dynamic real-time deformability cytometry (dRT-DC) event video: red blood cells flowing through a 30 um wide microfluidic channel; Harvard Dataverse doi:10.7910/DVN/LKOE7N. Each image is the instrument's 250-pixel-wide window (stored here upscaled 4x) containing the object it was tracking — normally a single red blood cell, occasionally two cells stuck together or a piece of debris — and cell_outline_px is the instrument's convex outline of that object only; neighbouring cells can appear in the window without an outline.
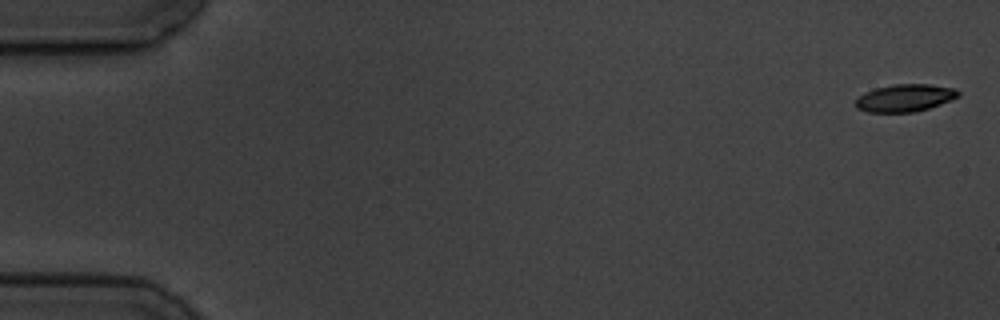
{"species": "common noctule bat (a hibernating species)", "species_latin": "Nyctalus noctula", "temperature_condition": "cold", "stored_images_in_passage": 4, "camera_frame_rate_fps": 3000, "um_per_image_px": 0.085, "animal": {"sex": "male", "body_mass_g": 19.5, "forearm_length_mm": 54.6}, "frame": {"image": 1, "passage_image": 1, "time_ms": 0.0, "image_size_px": [1000, 320], "cell_outline_px": [[960, 96], [952, 100], [916, 112], [868, 112], [856, 108], [856, 96], [864, 92], [876, 88], [892, 84], [928, 84], [956, 88], [960, 92]], "centroid_in_image_um": [76.92, 8.32], "position_along_channel_um": 8.1, "area_um2": 16.59}}